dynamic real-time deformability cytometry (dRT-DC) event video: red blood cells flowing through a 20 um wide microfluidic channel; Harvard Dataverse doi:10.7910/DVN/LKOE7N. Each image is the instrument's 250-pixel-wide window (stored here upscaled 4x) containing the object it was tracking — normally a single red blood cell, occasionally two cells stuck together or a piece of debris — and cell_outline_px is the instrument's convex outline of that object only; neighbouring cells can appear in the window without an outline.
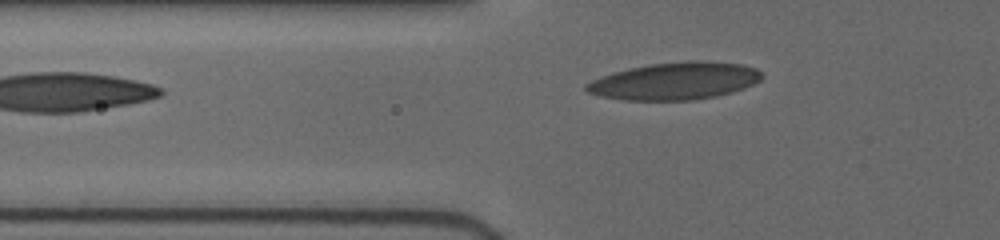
{"species": "human", "species_latin": "Homo sapiens", "temperature_condition": "cold", "stored_images_in_passage": 4, "camera_frame_rate_fps": 3000, "um_per_image_px": 0.085, "donor": {"sex": "female"}, "frame": {"image": 1, "passage_image": 4, "time_ms": 1.667, "image_size_px": [1000, 240], "cell_outline_px": [[764, 76], [760, 80], [744, 88], [732, 92], [716, 96], [692, 100], [624, 100], [600, 96], [588, 92], [584, 88], [584, 84], [600, 76], [612, 72], [628, 68], [648, 64], [688, 60], [704, 60], [740, 64], [756, 68]], "centroid_in_image_um": [57.34, 6.87], "position_along_channel_um": 68.5, "area_um2": 38.44}}